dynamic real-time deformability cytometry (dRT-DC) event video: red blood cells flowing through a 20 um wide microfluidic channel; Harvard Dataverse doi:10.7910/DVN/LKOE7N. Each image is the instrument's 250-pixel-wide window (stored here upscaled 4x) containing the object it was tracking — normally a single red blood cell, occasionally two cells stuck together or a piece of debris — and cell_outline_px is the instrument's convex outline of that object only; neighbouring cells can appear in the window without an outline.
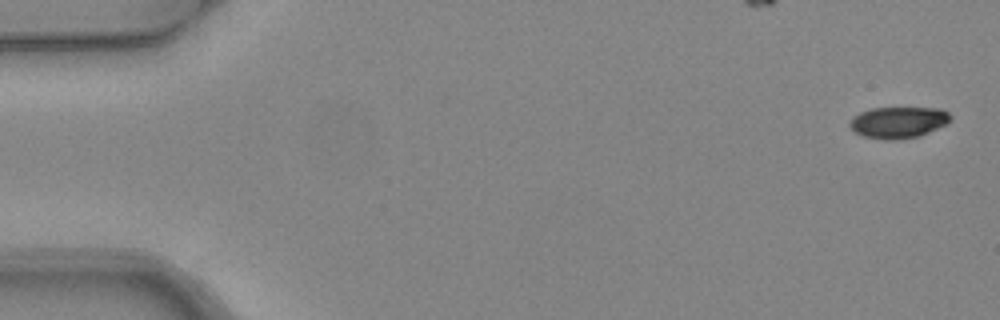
{"species": "common noctule bat (a hibernating species)", "species_latin": "Nyctalus noctula", "temperature_condition": "warm", "stored_images_in_passage": 4, "camera_frame_rate_fps": 3000, "um_per_image_px": 0.085, "animal": {"sex": "female", "body_mass_g": 24.6, "forearm_length_mm": 56.2}, "frame": {"image": 1, "passage_image": 1, "time_ms": 0.0, "image_size_px": [1000, 320], "cell_outline_px": [[952, 116], [948, 124], [920, 136], [900, 140], [884, 140], [864, 136], [856, 132], [848, 124], [852, 116], [860, 112], [872, 108], [940, 108], [948, 112]], "centroid_in_image_um": [76.38, 10.4], "position_along_channel_um": 8.6, "area_um2": 18.67}}
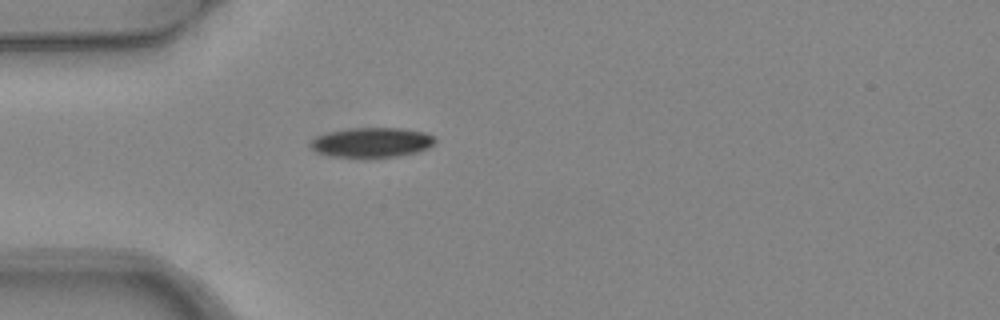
{"frame": {"image": 2, "passage_image": 4, "time_ms": 1.0, "image_size_px": [1000, 320], "cell_outline_px": [[436, 140], [428, 148], [420, 152], [400, 156], [332, 156], [316, 152], [308, 144], [316, 136], [328, 132], [348, 128], [404, 128], [424, 132], [432, 136]], "centroid_in_image_um": [31.6, 12.09], "position_along_channel_um": 53.4, "area_um2": 21.44}}